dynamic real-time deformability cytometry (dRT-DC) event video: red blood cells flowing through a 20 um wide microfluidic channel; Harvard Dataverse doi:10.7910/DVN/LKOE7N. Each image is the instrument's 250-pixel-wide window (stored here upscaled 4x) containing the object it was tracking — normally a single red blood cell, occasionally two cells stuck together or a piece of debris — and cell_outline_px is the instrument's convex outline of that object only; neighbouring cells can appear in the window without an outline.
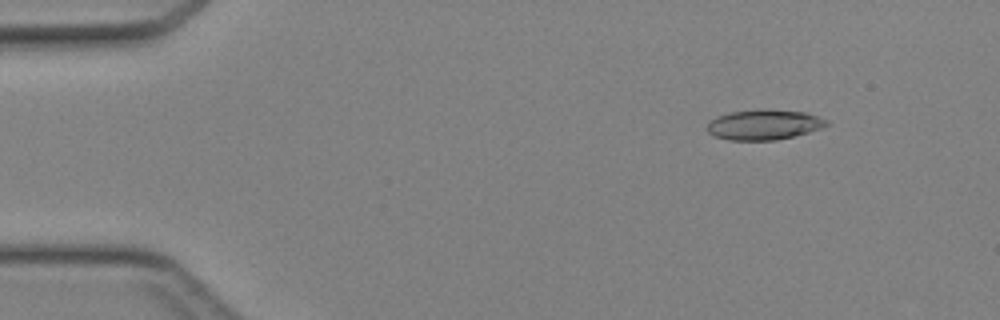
{"species": "Egyptian fruit bat (a non-hibernating species)", "species_latin": "Rousettus aegyptiacus", "temperature_condition": "cold", "stored_images_in_passage": 46, "camera_frame_rate_fps": 3000, "um_per_image_px": 0.085, "animal": {"sex": "female"}, "frame": {"image": 1, "passage_image": 6, "time_ms": 1.667, "image_size_px": [1000, 320], "cell_outline_px": [[828, 124], [820, 128], [808, 132], [776, 140], [728, 140], [716, 136], [708, 132], [704, 128], [708, 120], [716, 116], [728, 112], [756, 108], [764, 108], [804, 112], [828, 120]], "centroid_in_image_um": [64.85, 10.57], "position_along_channel_um": 20.2, "area_um2": 21.33}}
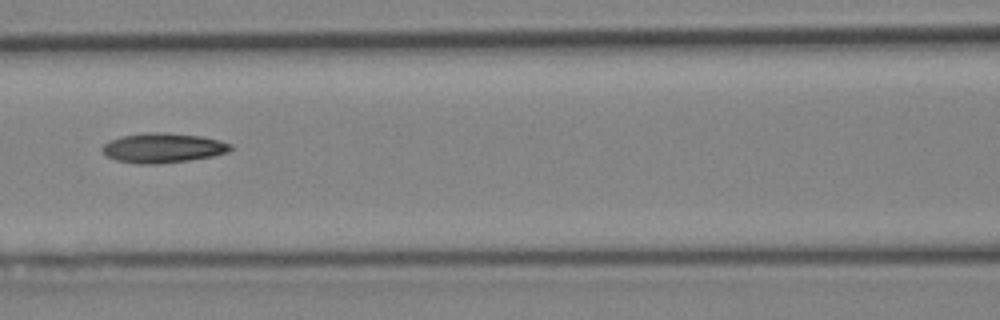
{"frame": {"image": 2, "passage_image": 21, "time_ms": 6.667, "image_size_px": [1000, 320], "cell_outline_px": [[232, 148], [228, 152], [212, 156], [188, 160], [156, 164], [140, 164], [116, 160], [108, 156], [100, 148], [104, 144], [120, 136], [148, 132], [160, 132], [200, 136], [220, 140], [232, 144]], "centroid_in_image_um": [13.86, 12.57], "position_along_channel_um": 152.7, "area_um2": 22.02}}
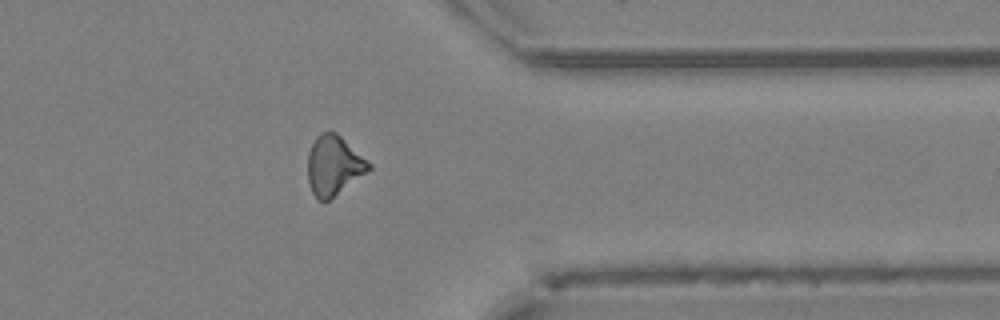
{"frame": {"image": 3, "passage_image": 37, "time_ms": 12.0, "image_size_px": [1000, 320], "cell_outline_px": [[372, 168], [368, 172], [328, 200], [320, 200], [312, 192], [308, 184], [308, 152], [316, 136], [320, 132], [336, 132], [372, 164]], "centroid_in_image_um": [28.37, 14.05], "position_along_channel_um": 383.0, "area_um2": 21.04}}